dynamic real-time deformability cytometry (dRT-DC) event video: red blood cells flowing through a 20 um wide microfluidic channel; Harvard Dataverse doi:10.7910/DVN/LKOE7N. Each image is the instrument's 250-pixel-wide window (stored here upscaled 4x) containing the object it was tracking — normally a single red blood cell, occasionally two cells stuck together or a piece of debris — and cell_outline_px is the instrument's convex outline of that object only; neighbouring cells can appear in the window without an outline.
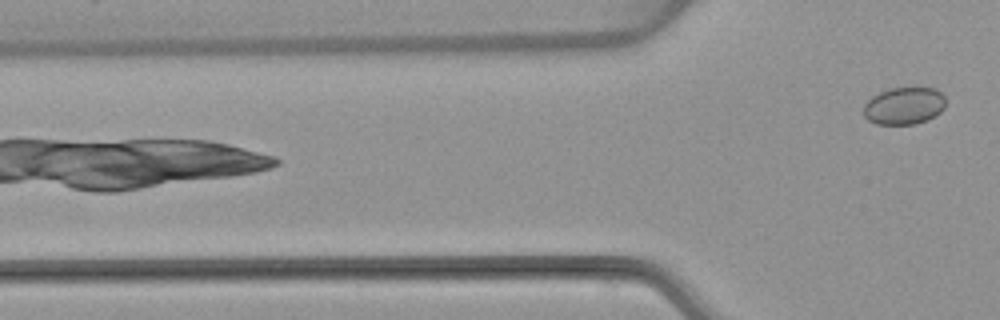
{"species": "common noctule bat (a hibernating species)", "species_latin": "Nyctalus noctula", "temperature_condition": "warm", "stored_images_in_passage": 2, "camera_frame_rate_fps": 3000, "um_per_image_px": 0.085, "animal": {"sex": "female", "body_mass_g": 22.7, "forearm_length_mm": 54.2}, "frame": {"image": 1, "passage_image": 2, "time_ms": 1.667, "image_size_px": [1000, 320], "cell_outline_px": [[944, 108], [940, 112], [928, 120], [916, 124], [876, 124], [868, 120], [864, 116], [864, 104], [872, 96], [888, 88], [936, 88], [944, 96]], "centroid_in_image_um": [76.84, 9.0], "position_along_channel_um": 49.0, "area_um2": 17.86}}